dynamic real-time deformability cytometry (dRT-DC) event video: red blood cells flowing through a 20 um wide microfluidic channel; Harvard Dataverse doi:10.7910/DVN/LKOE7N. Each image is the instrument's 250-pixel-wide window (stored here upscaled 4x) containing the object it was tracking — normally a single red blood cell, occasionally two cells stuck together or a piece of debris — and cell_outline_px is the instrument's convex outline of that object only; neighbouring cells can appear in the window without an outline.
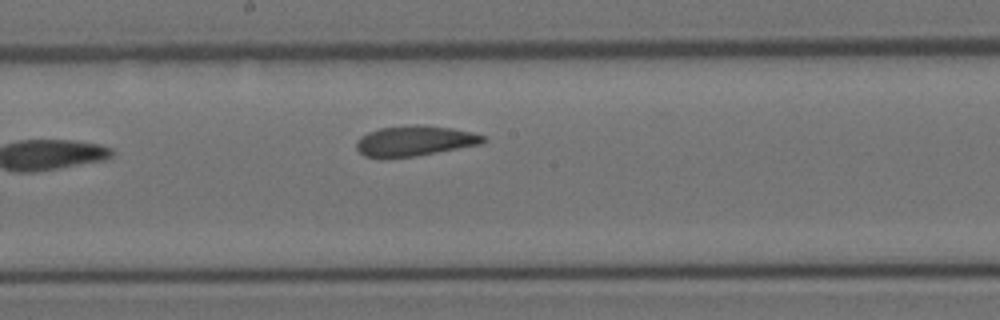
{"species": "Egyptian fruit bat (a non-hibernating species)", "species_latin": "Rousettus aegyptiacus", "temperature_condition": "room temperature", "stored_images_in_passage": 9, "camera_frame_rate_fps": 3000, "um_per_image_px": 0.085, "animal": {"sex": "female"}, "frame": {"image": 1, "passage_image": 9, "time_ms": 2.667, "image_size_px": [1000, 320], "cell_outline_px": [[488, 140], [480, 144], [416, 156], [364, 156], [356, 148], [356, 140], [360, 136], [368, 132], [380, 128], [416, 124], [452, 128], [472, 132], [484, 136]], "centroid_in_image_um": [35.27, 11.95], "position_along_channel_um": 212.9, "area_um2": 22.02}}